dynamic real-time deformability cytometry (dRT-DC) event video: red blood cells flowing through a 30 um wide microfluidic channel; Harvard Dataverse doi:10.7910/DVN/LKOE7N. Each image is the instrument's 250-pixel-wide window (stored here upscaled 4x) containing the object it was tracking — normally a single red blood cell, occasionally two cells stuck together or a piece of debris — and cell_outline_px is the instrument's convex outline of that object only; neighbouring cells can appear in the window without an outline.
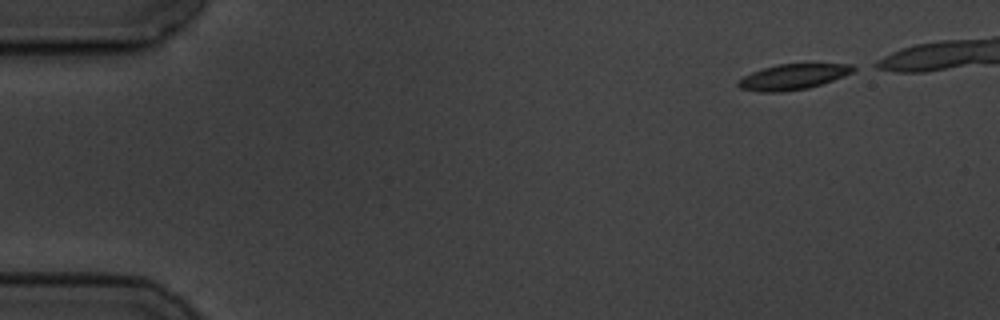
{"species": "common noctule bat (a hibernating species)", "species_latin": "Nyctalus noctula", "temperature_condition": "cold", "stored_images_in_passage": 5, "camera_frame_rate_fps": 3000, "um_per_image_px": 0.085, "animal": {"sex": "male", "body_mass_g": 19.5, "forearm_length_mm": 54.6}, "frame": {"image": 1, "passage_image": 1, "time_ms": 0.0, "image_size_px": [1000, 320], "cell_outline_px": [[860, 68], [844, 76], [808, 88], [784, 92], [760, 92], [740, 88], [736, 84], [744, 76], [752, 72], [776, 64], [852, 64]], "centroid_in_image_um": [67.43, 6.53], "position_along_channel_um": 17.6, "area_um2": 17.05}}